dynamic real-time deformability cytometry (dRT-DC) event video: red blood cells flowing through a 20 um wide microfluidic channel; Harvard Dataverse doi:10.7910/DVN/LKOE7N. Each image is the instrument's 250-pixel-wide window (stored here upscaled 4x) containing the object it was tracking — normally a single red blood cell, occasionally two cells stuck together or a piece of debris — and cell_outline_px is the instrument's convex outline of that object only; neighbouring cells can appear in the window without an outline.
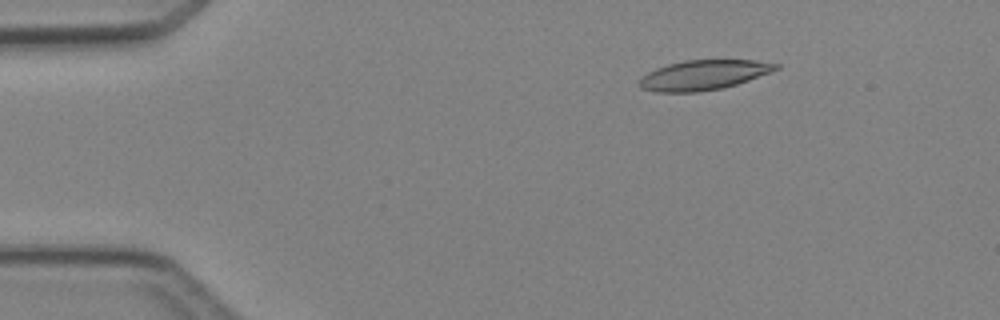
{"species": "Egyptian fruit bat (a non-hibernating species)", "species_latin": "Rousettus aegyptiacus", "temperature_condition": "cold", "stored_images_in_passage": 4, "camera_frame_rate_fps": 3000, "um_per_image_px": 0.085, "animal": {"sex": "female"}, "frame": {"image": 1, "passage_image": 2, "time_ms": 1.333, "image_size_px": [1000, 320], "cell_outline_px": [[780, 68], [748, 80], [724, 88], [700, 92], [656, 92], [640, 88], [640, 76], [656, 68], [668, 64], [684, 60], [756, 60], [780, 64]], "centroid_in_image_um": [59.78, 6.38], "position_along_channel_um": 25.2, "area_um2": 23.76}}